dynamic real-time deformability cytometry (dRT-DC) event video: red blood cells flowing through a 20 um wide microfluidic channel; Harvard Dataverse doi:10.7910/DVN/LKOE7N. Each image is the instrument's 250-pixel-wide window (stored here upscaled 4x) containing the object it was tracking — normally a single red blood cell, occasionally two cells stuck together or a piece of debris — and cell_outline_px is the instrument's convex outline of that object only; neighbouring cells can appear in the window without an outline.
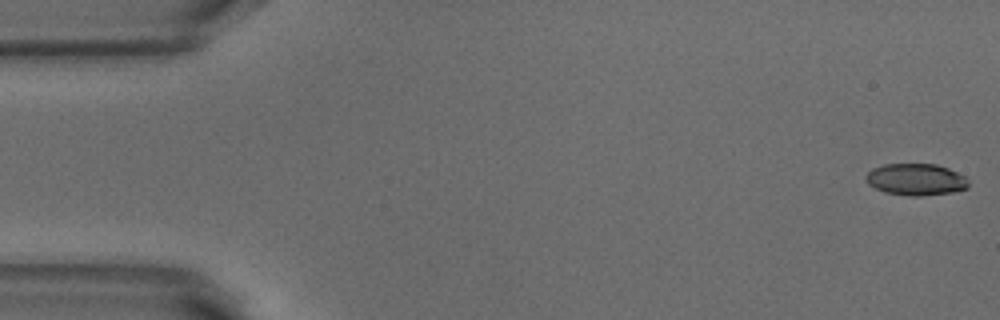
{"species": "common noctule bat (a hibernating species)", "species_latin": "Nyctalus noctula", "temperature_condition": "warm", "stored_images_in_passage": 52, "camera_frame_rate_fps": 3000, "um_per_image_px": 0.085, "animal": {"sex": "male", "body_mass_g": 18.8}, "frame": {"image": 1, "passage_image": 1, "time_ms": 0.0, "image_size_px": [1000, 320], "cell_outline_px": [[968, 188], [952, 192], [920, 196], [912, 196], [884, 192], [868, 184], [864, 176], [872, 168], [884, 164], [936, 164], [948, 168], [964, 176], [968, 180]], "centroid_in_image_um": [77.83, 15.25], "position_along_channel_um": 7.2, "area_um2": 18.96}}
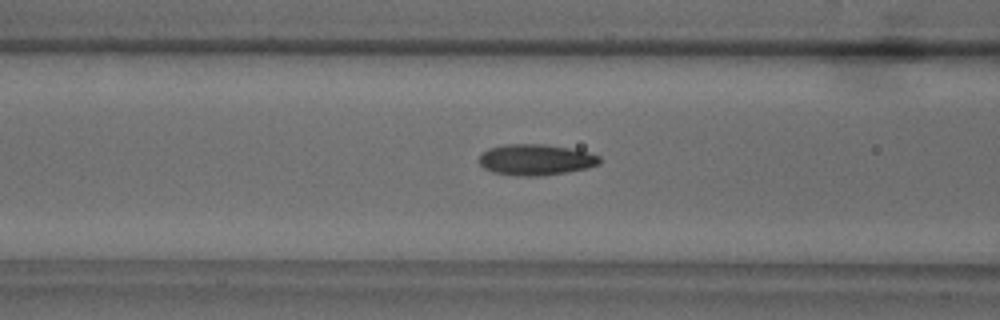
{"frame": {"image": 2, "passage_image": 20, "time_ms": 6.333, "image_size_px": [1000, 320], "cell_outline_px": [[600, 164], [588, 168], [540, 176], [516, 176], [492, 172], [484, 168], [480, 164], [480, 156], [488, 148], [504, 144], [544, 144], [568, 148], [588, 152], [600, 156]], "centroid_in_image_um": [45.53, 13.58], "position_along_channel_um": 121.1, "area_um2": 21.73}}
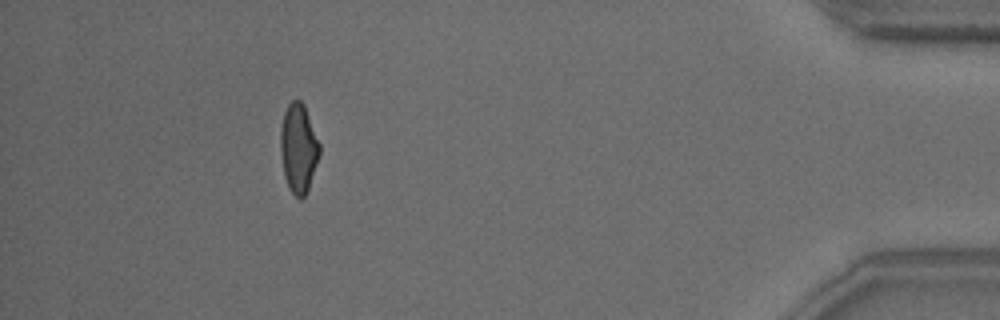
{"frame": {"image": 3, "passage_image": 47, "time_ms": 15.333, "image_size_px": [1000, 320], "cell_outline_px": [[320, 156], [308, 188], [304, 196], [300, 200], [288, 188], [284, 176], [280, 152], [280, 128], [284, 112], [288, 104], [292, 100], [300, 100], [304, 104], [320, 144]], "centroid_in_image_um": [25.36, 12.59], "position_along_channel_um": 409.8, "area_um2": 20.4}, "authors_computed_cell_mechanics": {"area_um2": 20.5768, "velocity_mm_per_s": 3.8725, "shape_relaxation_time_tau1_ms": 6.1003, "shape_relaxation_time_tau2_ms": 1.5051, "deformation_change_tau1": 0.1795, "deformation_change_tau2": 0.077}}